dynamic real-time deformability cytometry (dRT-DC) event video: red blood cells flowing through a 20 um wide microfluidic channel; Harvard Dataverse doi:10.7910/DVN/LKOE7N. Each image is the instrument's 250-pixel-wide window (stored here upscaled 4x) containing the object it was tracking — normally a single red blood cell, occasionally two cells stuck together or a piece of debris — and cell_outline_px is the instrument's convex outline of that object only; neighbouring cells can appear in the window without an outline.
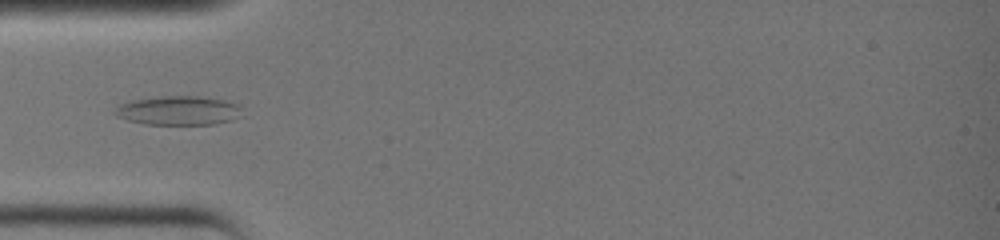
{"species": "common noctule bat (a hibernating species)", "species_latin": "Nyctalus noctula", "temperature_condition": "warm", "stored_images_in_passage": 7, "camera_frame_rate_fps": 3000, "um_per_image_px": 0.085, "animal": {"sex": "female", "body_mass_g": 19.0, "forearm_length_mm": 51.5}, "frame": {"image": 1, "passage_image": 4, "time_ms": 1.0, "image_size_px": [1000, 240], "cell_outline_px": [[240, 116], [232, 120], [212, 124], [144, 124], [128, 120], [116, 116], [112, 112], [120, 104], [132, 100], [164, 96], [200, 96], [224, 100], [240, 104]], "centroid_in_image_um": [15.16, 9.39], "position_along_channel_um": 69.8, "area_um2": 21.5}}
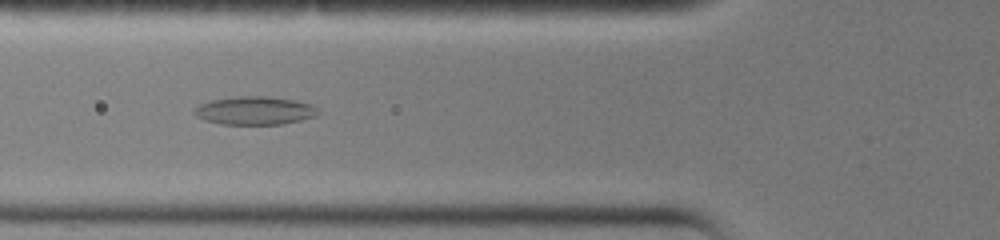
{"frame": {"image": 2, "passage_image": 6, "time_ms": 1.667, "image_size_px": [1000, 240], "cell_outline_px": [[320, 112], [316, 116], [300, 120], [280, 124], [224, 124], [204, 120], [196, 116], [192, 112], [200, 104], [212, 100], [240, 96], [268, 96], [296, 100], [312, 104]], "centroid_in_image_um": [21.67, 9.39], "position_along_channel_um": 104.1, "area_um2": 20.29}}